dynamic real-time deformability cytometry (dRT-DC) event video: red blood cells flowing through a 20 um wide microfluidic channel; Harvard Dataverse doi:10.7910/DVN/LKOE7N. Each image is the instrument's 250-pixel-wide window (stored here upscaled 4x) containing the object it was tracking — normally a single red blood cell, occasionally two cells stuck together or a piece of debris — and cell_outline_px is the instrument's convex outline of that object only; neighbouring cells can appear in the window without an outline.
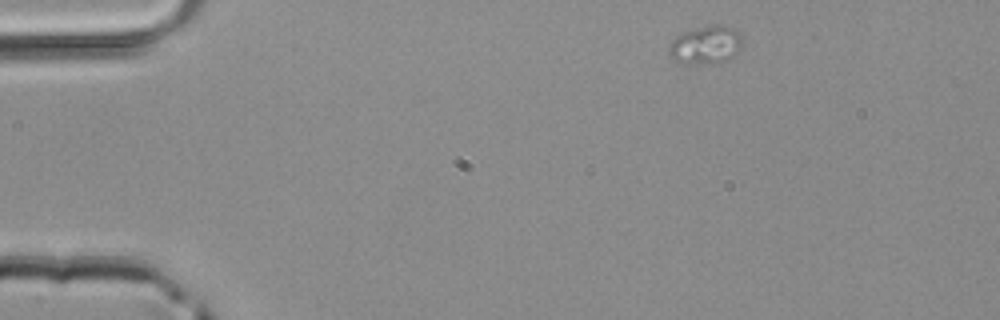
{"species": "common noctule bat (a hibernating species)", "species_latin": "Nyctalus noctula", "temperature_condition": "room temperature", "stored_images_in_passage": 3, "camera_frame_rate_fps": 3000, "um_per_image_px": 0.085, "animal": {"sex": "male", "body_mass_g": 20.4}, "frame": {"image": 1, "passage_image": 1, "time_ms": 0.0, "image_size_px": [1000, 320], "cell_outline_px": [[740, 48], [732, 56], [724, 60], [712, 64], [676, 64], [668, 56], [668, 48], [672, 40], [676, 36], [692, 28], [712, 24], [720, 24], [736, 28], [740, 32]], "centroid_in_image_um": [59.92, 3.82], "position_along_channel_um": 25.1, "area_um2": 16.76}}
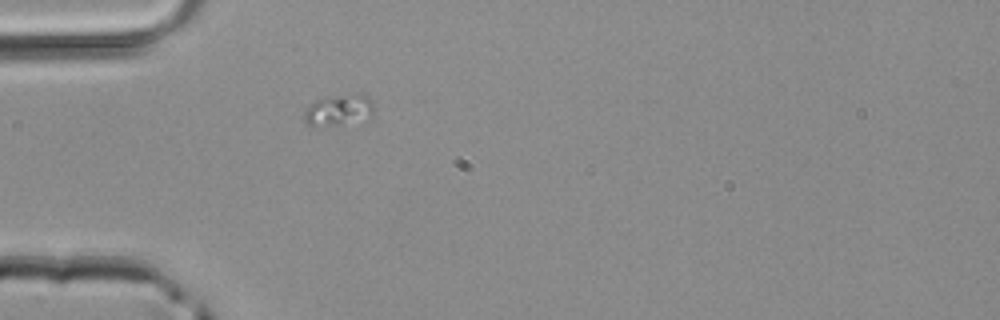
{"frame": {"image": 2, "passage_image": 3, "time_ms": 0.667, "image_size_px": [1000, 320], "cell_outline_px": [[372, 116], [368, 120], [332, 124], [308, 124], [304, 116], [304, 112], [308, 104], [324, 96], [368, 96], [372, 100]], "centroid_in_image_um": [28.8, 9.34], "position_along_channel_um": 56.2, "area_um2": 12.08}}